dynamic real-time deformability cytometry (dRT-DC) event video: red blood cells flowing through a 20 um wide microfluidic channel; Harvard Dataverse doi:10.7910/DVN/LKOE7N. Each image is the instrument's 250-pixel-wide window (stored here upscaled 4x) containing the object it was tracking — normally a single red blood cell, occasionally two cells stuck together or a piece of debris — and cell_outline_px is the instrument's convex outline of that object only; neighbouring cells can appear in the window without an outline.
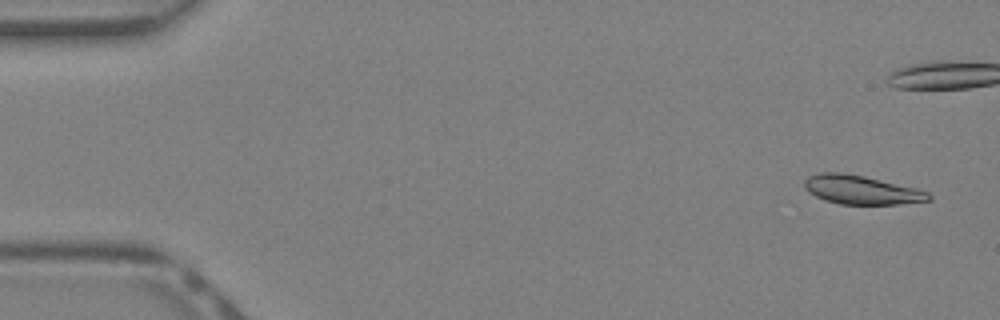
{"species": "Egyptian fruit bat (a non-hibernating species)", "species_latin": "Rousettus aegyptiacus", "temperature_condition": "warm", "stored_images_in_passage": 42, "camera_frame_rate_fps": 3000, "um_per_image_px": 0.085, "animal": {"sex": "female"}, "frame": {"image": 1, "passage_image": 2, "time_ms": 0.333, "image_size_px": [1000, 320], "cell_outline_px": [[932, 200], [896, 204], [840, 204], [824, 200], [808, 192], [804, 188], [804, 180], [808, 176], [820, 172], [840, 172], [864, 176], [916, 188], [928, 192], [932, 196]], "centroid_in_image_um": [73.19, 16.13], "position_along_channel_um": 11.8, "area_um2": 20.87}}
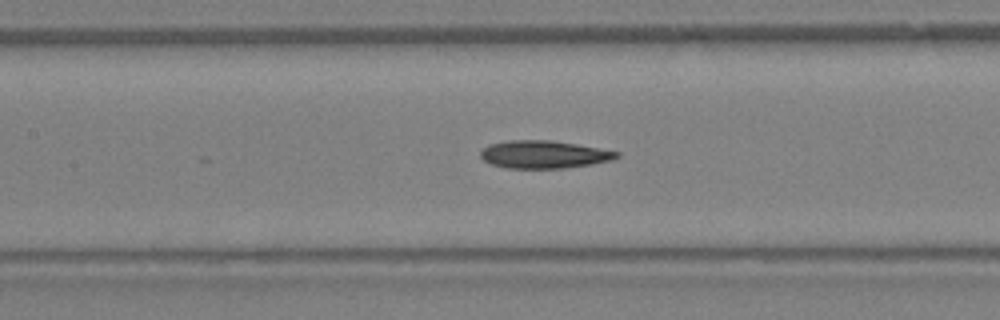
{"frame": {"image": 2, "passage_image": 19, "time_ms": 6.0, "image_size_px": [1000, 320], "cell_outline_px": [[620, 156], [612, 160], [592, 164], [564, 168], [504, 168], [492, 164], [484, 160], [480, 156], [480, 152], [488, 144], [508, 140], [552, 140], [576, 144], [620, 152]], "centroid_in_image_um": [46.22, 13.12], "position_along_channel_um": 161.2, "area_um2": 22.02}}
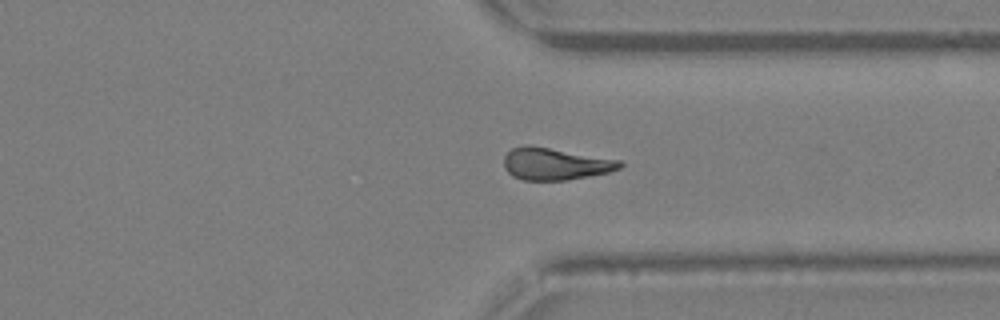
{"frame": {"image": 3, "passage_image": 31, "time_ms": 10.0, "image_size_px": [1000, 320], "cell_outline_px": [[624, 164], [620, 168], [608, 172], [568, 180], [524, 180], [512, 176], [504, 168], [504, 156], [512, 148], [524, 144], [528, 144], [624, 160]], "centroid_in_image_um": [47.21, 13.91], "position_along_channel_um": 364.2, "area_um2": 21.96}}